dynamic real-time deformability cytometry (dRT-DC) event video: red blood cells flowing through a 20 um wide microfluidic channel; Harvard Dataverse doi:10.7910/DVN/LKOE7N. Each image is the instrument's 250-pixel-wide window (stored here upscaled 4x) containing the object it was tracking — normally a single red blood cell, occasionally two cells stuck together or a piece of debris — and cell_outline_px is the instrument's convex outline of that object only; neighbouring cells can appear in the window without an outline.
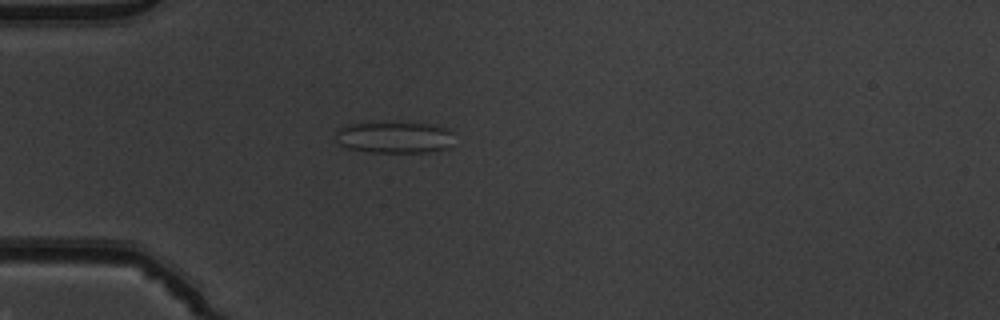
{"species": "common noctule bat (a hibernating species)", "species_latin": "Nyctalus noctula", "temperature_condition": "warm", "stored_images_in_passage": 37, "camera_frame_rate_fps": 3000, "um_per_image_px": 0.085, "animal": {"sex": "male", "body_mass_g": 19.5, "forearm_length_mm": 54.6}, "frame": {"image": 1, "passage_image": 1, "time_ms": 0.0, "image_size_px": [1000, 320], "cell_outline_px": [[452, 144], [448, 148], [428, 152], [372, 152], [348, 148], [340, 144], [336, 140], [336, 132], [340, 128], [348, 124], [436, 124], [452, 132]], "centroid_in_image_um": [33.55, 11.7], "position_along_channel_um": 51.5, "area_um2": 21.27}}
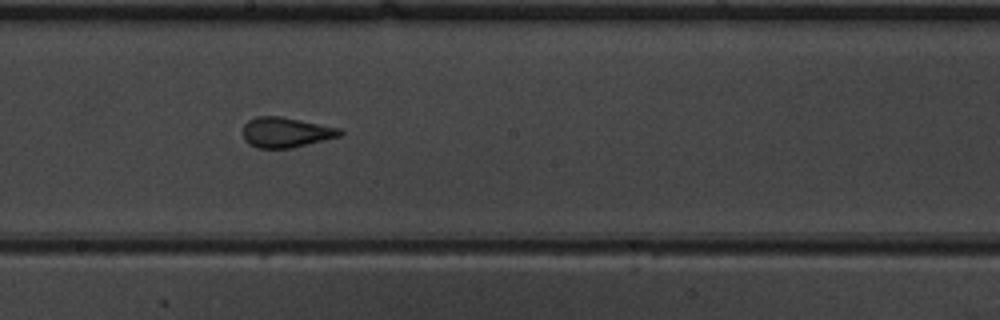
{"frame": {"image": 2, "passage_image": 15, "time_ms": 4.667, "image_size_px": [1000, 320], "cell_outline_px": [[344, 132], [340, 136], [292, 148], [256, 148], [248, 144], [244, 140], [244, 124], [248, 120], [256, 116], [280, 116], [340, 128]], "centroid_in_image_um": [24.28, 11.25], "position_along_channel_um": 223.9, "area_um2": 17.05}}
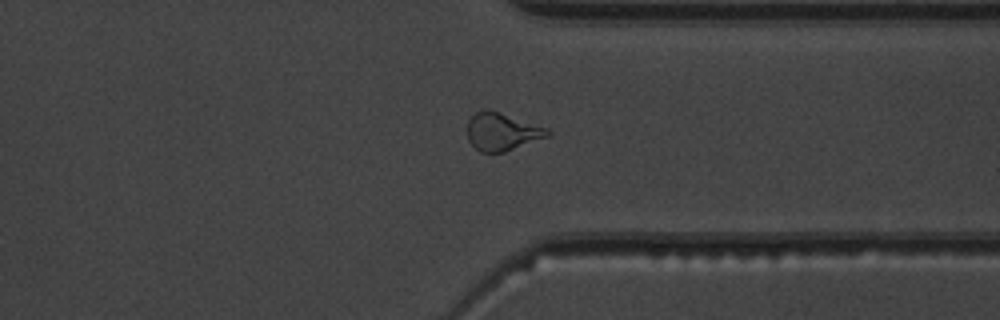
{"frame": {"image": 3, "passage_image": 26, "time_ms": 8.333, "image_size_px": [1000, 320], "cell_outline_px": [[552, 136], [504, 152], [480, 152], [468, 140], [468, 120], [476, 112], [500, 112], [548, 128], [552, 132]], "centroid_in_image_um": [42.74, 11.23], "position_along_channel_um": 368.7, "area_um2": 17.46}, "authors_computed_cell_mechanics": {"area_um2": 17.4556, "velocity_mm_per_s": 3.9616, "shape_relaxation_time_tau1_ms": null, "shape_relaxation_time_tau2_ms": 0.9025, "deformation_change_tau1": null, "deformation_change_tau2": 0.092}}